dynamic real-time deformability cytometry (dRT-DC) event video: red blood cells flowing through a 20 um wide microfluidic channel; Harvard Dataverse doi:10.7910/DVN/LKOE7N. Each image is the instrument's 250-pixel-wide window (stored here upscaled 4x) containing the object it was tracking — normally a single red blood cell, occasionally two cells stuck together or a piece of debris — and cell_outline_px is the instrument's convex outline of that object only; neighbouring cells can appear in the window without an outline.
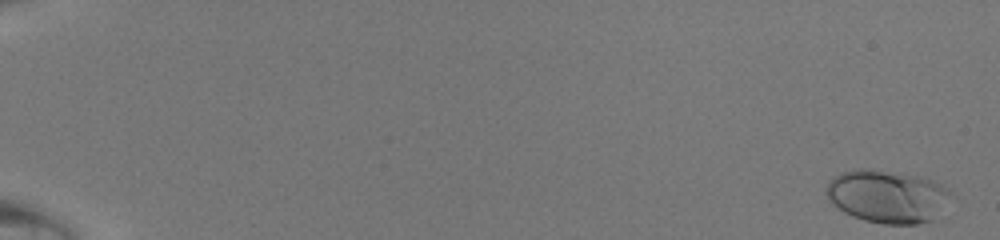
{"species": "human", "species_latin": "Homo sapiens", "temperature_condition": "room temperature", "stored_images_in_passage": 48, "camera_frame_rate_fps": 3000, "um_per_image_px": 0.085, "donor": {"sex": "male"}, "frame": {"image": 1, "passage_image": 1, "time_ms": 0.0, "image_size_px": [1000, 240], "cell_outline_px": [[948, 192], [932, 220], [916, 224], [884, 224], [864, 220], [852, 216], [844, 212], [832, 204], [824, 192], [832, 176], [844, 172], [860, 168], [864, 168], [916, 176], [940, 184]], "centroid_in_image_um": [75.27, 16.7], "position_along_channel_um": 9.7, "area_um2": 37.17}}
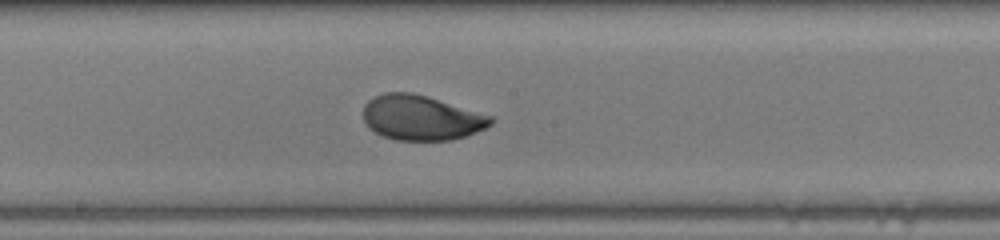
{"frame": {"image": 2, "passage_image": 29, "time_ms": 9.333, "image_size_px": [1000, 240], "cell_outline_px": [[496, 120], [492, 124], [484, 128], [464, 136], [452, 140], [396, 140], [384, 136], [368, 128], [364, 120], [364, 104], [372, 96], [384, 92], [412, 92], [428, 96], [492, 116]], "centroid_in_image_um": [35.78, 9.99], "position_along_channel_um": 212.4, "area_um2": 33.47}}
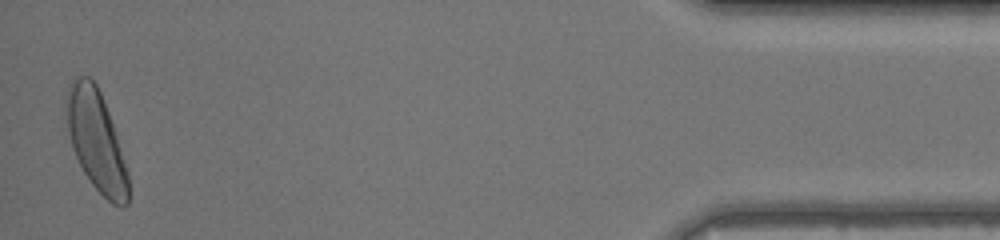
{"frame": {"image": 3, "passage_image": 48, "time_ms": 15.667, "image_size_px": [1000, 240], "cell_outline_px": [[128, 204], [124, 208], [120, 208], [112, 204], [92, 184], [84, 172], [72, 148], [68, 132], [68, 84], [76, 76], [88, 76], [96, 84], [100, 92], [116, 132], [128, 172]], "centroid_in_image_um": [8.21, 12.0], "position_along_channel_um": 427.0, "area_um2": 35.6}}